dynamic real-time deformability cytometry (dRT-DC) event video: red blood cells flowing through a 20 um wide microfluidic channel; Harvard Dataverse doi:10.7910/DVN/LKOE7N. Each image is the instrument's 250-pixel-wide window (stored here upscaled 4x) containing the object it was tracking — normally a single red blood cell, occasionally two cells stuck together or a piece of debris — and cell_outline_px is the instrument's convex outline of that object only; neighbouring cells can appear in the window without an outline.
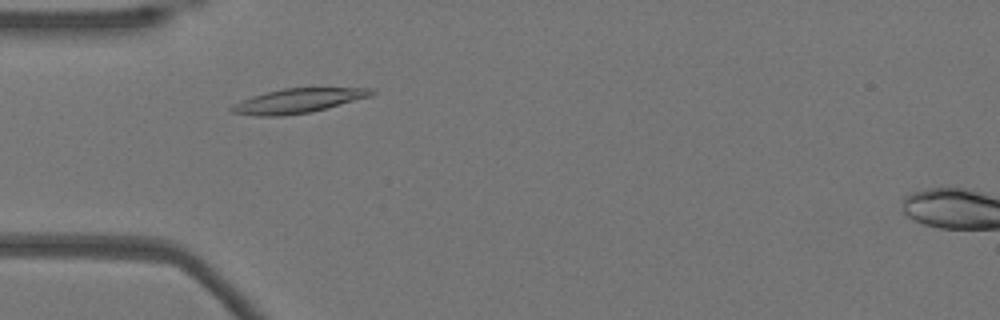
{"species": "Egyptian fruit bat (a non-hibernating species)", "species_latin": "Rousettus aegyptiacus", "temperature_condition": "warm", "stored_images_in_passage": 36, "camera_frame_rate_fps": 3000, "um_per_image_px": 0.085, "animal": {"sex": "female"}, "frame": {"image": 1, "passage_image": 2, "time_ms": 0.333, "image_size_px": [1000, 320], "cell_outline_px": [[376, 92], [372, 96], [312, 112], [280, 116], [256, 116], [232, 112], [228, 108], [232, 104], [240, 100], [252, 96], [284, 88], [376, 88]], "centroid_in_image_um": [25.34, 8.57], "position_along_channel_um": 59.7, "area_um2": 20.0}}
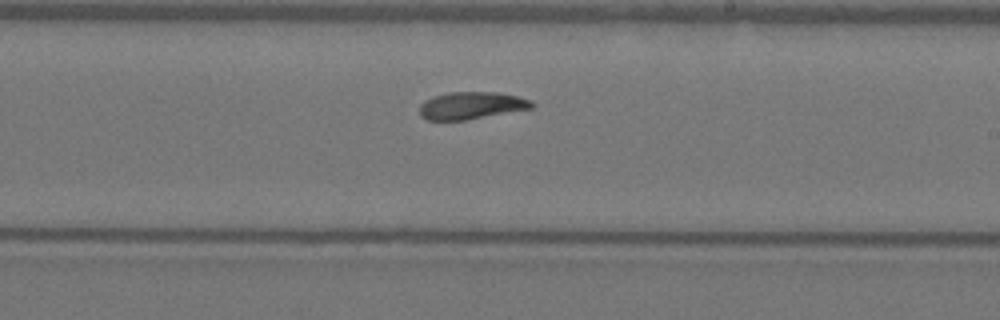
{"frame": {"image": 2, "passage_image": 17, "time_ms": 5.333, "image_size_px": [1000, 320], "cell_outline_px": [[536, 104], [532, 108], [464, 120], [428, 120], [420, 116], [420, 104], [424, 100], [432, 96], [448, 92], [496, 92], [516, 96], [532, 100]], "centroid_in_image_um": [40.04, 8.96], "position_along_channel_um": 249.0, "area_um2": 17.86}}
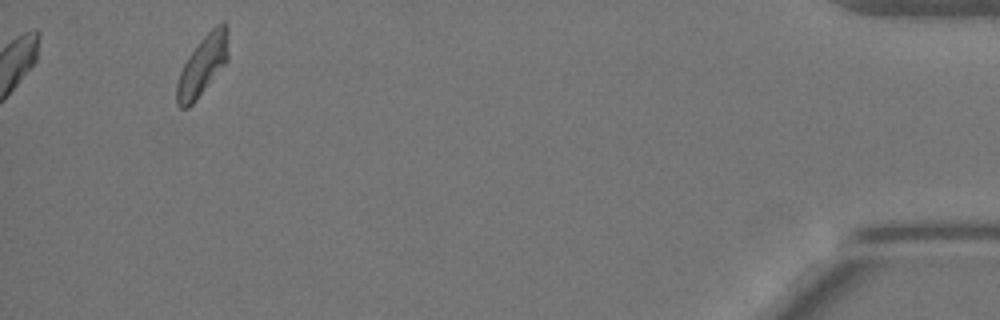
{"frame": {"image": 3, "passage_image": 36, "time_ms": 11.667, "image_size_px": [1000, 320], "cell_outline_px": [[228, 60], [196, 100], [188, 108], [180, 108], [176, 104], [176, 84], [180, 72], [188, 56], [200, 40], [216, 24], [224, 20], [228, 28]], "centroid_in_image_um": [17.22, 5.55], "position_along_channel_um": 418.0, "area_um2": 18.03}, "authors_computed_cell_mechanics": {"area_um2": 18.0336, "velocity_mm_per_s": 3.8413, "shape_relaxation_time_tau1_ms": 4.6865, "shape_relaxation_time_tau2_ms": null, "deformation_change_tau1": 0.1429, "deformation_change_tau2": null}}